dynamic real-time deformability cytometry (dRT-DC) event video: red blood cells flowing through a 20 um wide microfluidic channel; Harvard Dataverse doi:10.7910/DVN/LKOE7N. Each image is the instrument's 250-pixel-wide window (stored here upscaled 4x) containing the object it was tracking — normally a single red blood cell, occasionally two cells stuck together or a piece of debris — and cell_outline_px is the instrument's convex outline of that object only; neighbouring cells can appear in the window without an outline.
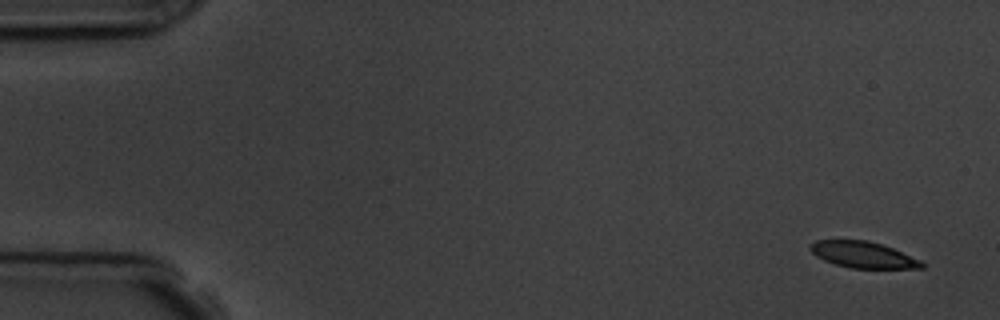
{"species": "common noctule bat (a hibernating species)", "species_latin": "Nyctalus noctula", "temperature_condition": "room temperature", "stored_images_in_passage": 6, "camera_frame_rate_fps": 3000, "um_per_image_px": 0.085, "animal": {"sex": "male", "body_mass_g": 19.5, "forearm_length_mm": 54.6}, "frame": {"image": 1, "passage_image": 1, "time_ms": 0.0, "image_size_px": [1000, 320], "cell_outline_px": [[924, 268], [852, 268], [836, 264], [824, 260], [816, 256], [808, 248], [816, 240], [868, 240], [892, 248], [920, 260], [924, 264]], "centroid_in_image_um": [73.34, 21.65], "position_along_channel_um": 11.7, "area_um2": 16.82}}
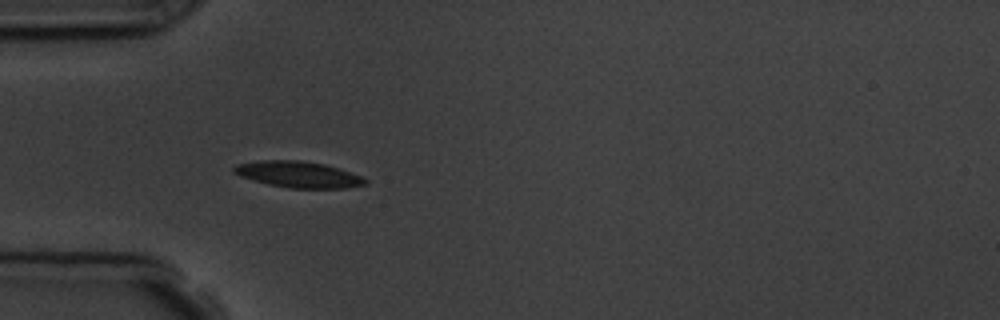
{"frame": {"image": 2, "passage_image": 5, "time_ms": 4.667, "image_size_px": [1000, 320], "cell_outline_px": [[368, 184], [344, 188], [292, 188], [268, 184], [240, 176], [232, 172], [232, 168], [236, 164], [264, 160], [300, 160], [324, 164], [360, 176], [368, 180]], "centroid_in_image_um": [25.33, 14.83], "position_along_channel_um": 59.7, "area_um2": 19.83}}